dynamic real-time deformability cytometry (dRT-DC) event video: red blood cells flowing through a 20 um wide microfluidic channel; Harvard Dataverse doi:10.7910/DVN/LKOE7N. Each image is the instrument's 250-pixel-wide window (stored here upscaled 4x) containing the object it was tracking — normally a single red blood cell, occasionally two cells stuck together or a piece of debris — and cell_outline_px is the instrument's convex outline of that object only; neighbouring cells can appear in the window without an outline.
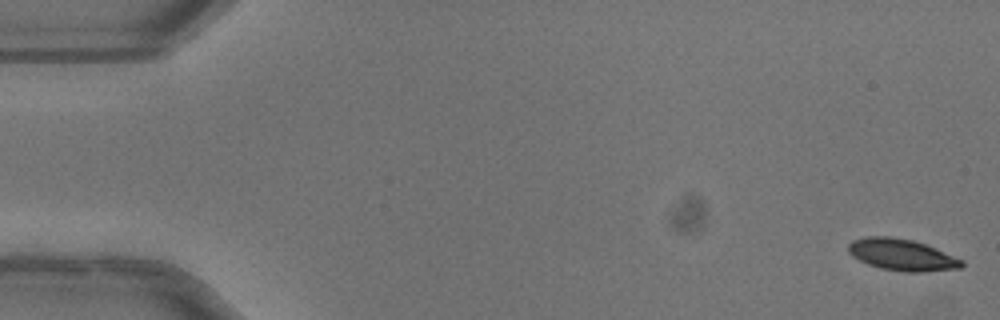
{"species": "common noctule bat (a hibernating species)", "species_latin": "Nyctalus noctula", "temperature_condition": "warm", "stored_images_in_passage": 51, "camera_frame_rate_fps": 3000, "um_per_image_px": 0.085, "animal": {"sex": "female"}, "frame": {"image": 1, "passage_image": 1, "time_ms": 0.0, "image_size_px": [1000, 320], "cell_outline_px": [[964, 264], [960, 268], [920, 272], [904, 272], [880, 268], [868, 264], [852, 256], [848, 252], [848, 244], [852, 240], [864, 236], [892, 236], [912, 240], [936, 248], [964, 260]], "centroid_in_image_um": [76.64, 21.65], "position_along_channel_um": 8.4, "area_um2": 20.98}}
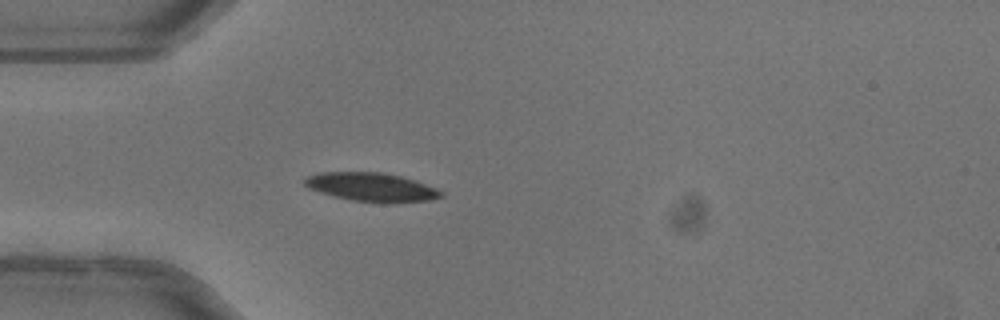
{"frame": {"image": 2, "passage_image": 15, "time_ms": 4.667, "image_size_px": [1000, 320], "cell_outline_px": [[444, 196], [428, 200], [392, 204], [380, 204], [352, 200], [332, 196], [308, 188], [304, 184], [304, 180], [308, 176], [320, 172], [380, 172], [400, 176], [416, 180], [436, 188], [444, 192]], "centroid_in_image_um": [31.61, 15.92], "position_along_channel_um": 53.4, "area_um2": 23.18}}
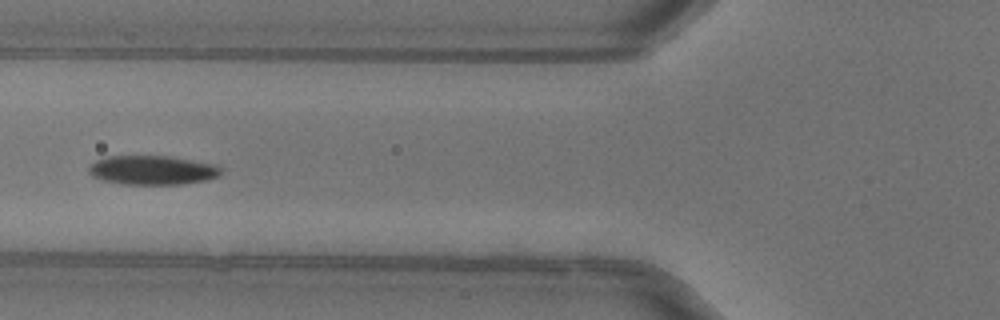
{"frame": {"image": 3, "passage_image": 20, "time_ms": 6.333, "image_size_px": [1000, 320], "cell_outline_px": [[220, 176], [208, 180], [180, 184], [120, 184], [100, 180], [92, 176], [88, 172], [88, 168], [96, 160], [108, 156], [168, 156], [216, 164], [220, 168]], "centroid_in_image_um": [12.93, 14.47], "position_along_channel_um": 112.9, "area_um2": 22.54}, "authors_computed_cell_mechanics": {"area_um2": 22.3108, "velocity_mm_per_s": 4.03, "shape_relaxation_time_tau1_ms": 2.7096, "shape_relaxation_time_tau2_ms": 3.2082, "deformation_change_tau1": 0.1361, "deformation_change_tau2": 0.0516}}